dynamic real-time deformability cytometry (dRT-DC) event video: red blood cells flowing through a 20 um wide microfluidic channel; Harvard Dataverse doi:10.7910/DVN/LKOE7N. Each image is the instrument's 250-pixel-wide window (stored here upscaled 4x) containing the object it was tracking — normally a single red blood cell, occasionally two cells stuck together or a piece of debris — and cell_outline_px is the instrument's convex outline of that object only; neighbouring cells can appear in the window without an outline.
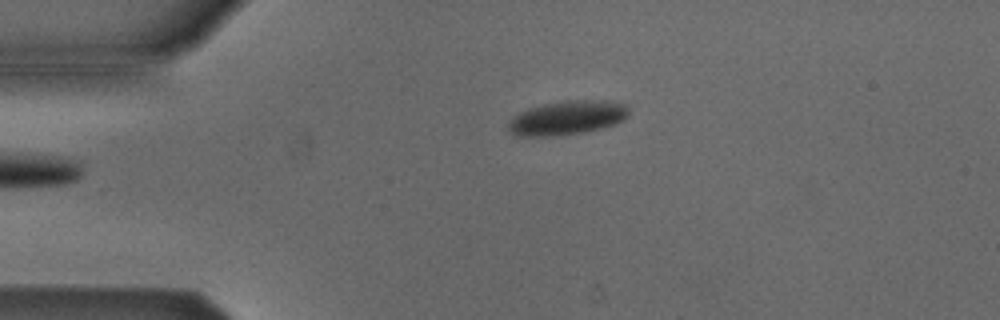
{"species": "Egyptian fruit bat (a non-hibernating species)", "species_latin": "Rousettus aegyptiacus", "temperature_condition": "cold", "stored_images_in_passage": 5, "camera_frame_rate_fps": 3000, "um_per_image_px": 0.085, "animal": {"sex": "male"}, "frame": {"image": 1, "passage_image": 5, "time_ms": 5.667, "image_size_px": [1000, 320], "cell_outline_px": [[628, 116], [624, 120], [616, 124], [604, 128], [584, 132], [556, 136], [512, 136], [508, 132], [508, 124], [512, 116], [528, 108], [560, 100], [608, 100], [628, 104]], "centroid_in_image_um": [48.21, 10.01], "position_along_channel_um": 36.8, "area_um2": 24.51}}